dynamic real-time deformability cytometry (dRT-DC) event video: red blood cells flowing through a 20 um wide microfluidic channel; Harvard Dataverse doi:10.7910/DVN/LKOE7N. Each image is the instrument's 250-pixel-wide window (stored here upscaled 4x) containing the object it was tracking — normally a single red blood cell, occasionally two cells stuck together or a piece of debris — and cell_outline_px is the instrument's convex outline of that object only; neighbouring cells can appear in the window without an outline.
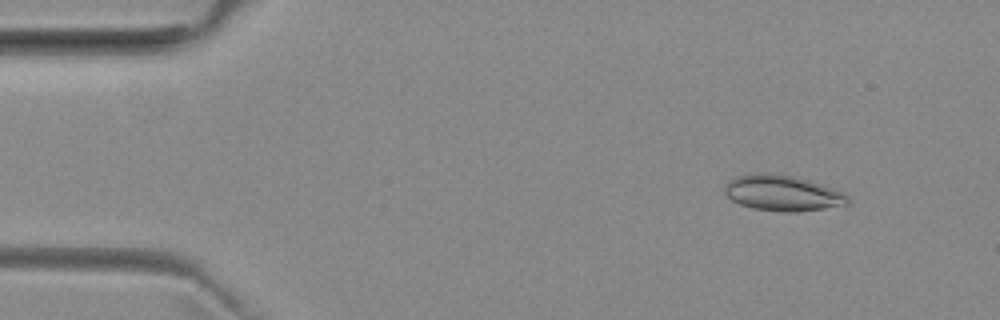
{"species": "common noctule bat (a hibernating species)", "species_latin": "Nyctalus noctula", "temperature_condition": "room temperature", "stored_images_in_passage": 53, "segment_of_instrument_passage": [1, 2], "camera_frame_rate_fps": 3000, "um_per_image_px": 0.085, "animal": {"sex": "female", "body_mass_g": 29.2, "forearm_length_mm": 56.3}, "frame": {"image": 1, "passage_image": 6, "time_ms": 1.667, "image_size_px": [1000, 320], "cell_outline_px": [[852, 200], [848, 204], [824, 208], [796, 212], [780, 212], [752, 208], [740, 204], [732, 200], [724, 192], [724, 184], [728, 180], [736, 176], [748, 172], [768, 172], [796, 176], [844, 192]], "centroid_in_image_um": [66.48, 16.39], "position_along_channel_um": 18.5, "area_um2": 26.07}}
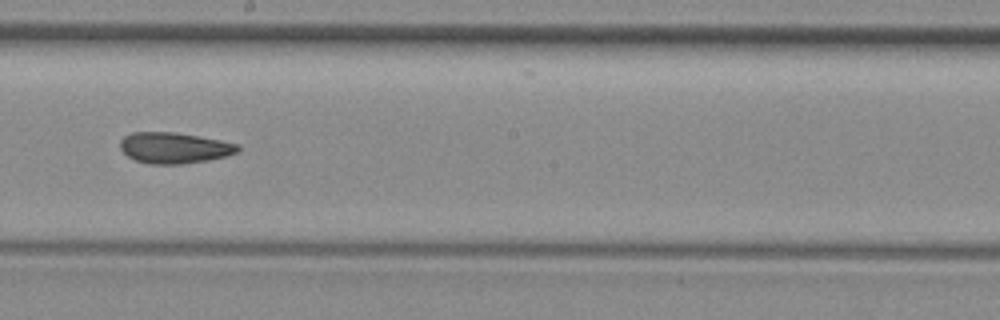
{"frame": {"image": 2, "passage_image": 29, "time_ms": 9.333, "image_size_px": [1000, 320], "cell_outline_px": [[240, 152], [228, 156], [208, 160], [184, 164], [148, 164], [136, 160], [128, 156], [120, 148], [120, 140], [124, 136], [132, 132], [176, 132], [220, 140], [240, 144]], "centroid_in_image_um": [14.85, 12.57], "position_along_channel_um": 233.4, "area_um2": 21.44}}
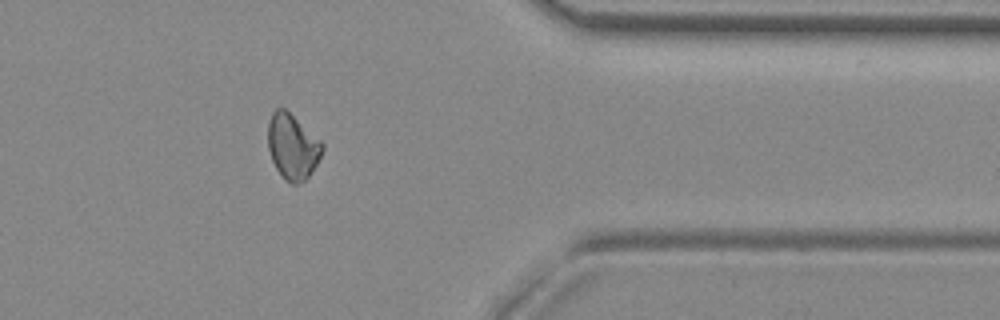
{"frame": {"image": 3, "passage_image": 42, "time_ms": 13.667, "image_size_px": [1000, 320], "cell_outline_px": [[324, 148], [316, 164], [308, 176], [304, 180], [296, 184], [292, 184], [284, 180], [276, 168], [272, 160], [268, 148], [268, 124], [272, 112], [276, 108], [284, 108], [320, 140], [324, 144]], "centroid_in_image_um": [24.85, 12.47], "position_along_channel_um": 386.6, "area_um2": 20.4}}